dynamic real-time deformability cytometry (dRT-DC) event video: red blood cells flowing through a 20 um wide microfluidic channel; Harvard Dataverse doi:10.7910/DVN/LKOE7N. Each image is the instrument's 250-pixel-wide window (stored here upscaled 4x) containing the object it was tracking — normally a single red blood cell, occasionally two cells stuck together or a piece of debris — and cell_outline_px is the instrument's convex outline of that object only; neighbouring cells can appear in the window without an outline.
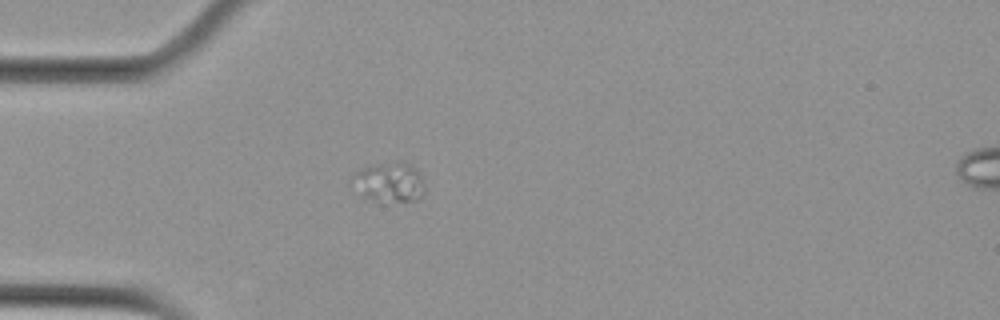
{"species": "Egyptian fruit bat (a non-hibernating species)", "species_latin": "Rousettus aegyptiacus", "temperature_condition": "cold", "stored_images_in_passage": 1, "camera_frame_rate_fps": 3000, "um_per_image_px": 0.085, "animal": {"sex": "female"}, "frame": {"image": 1, "passage_image": 1, "time_ms": 0.0, "image_size_px": [1000, 320], "cell_outline_px": [[424, 192], [416, 200], [384, 204], [360, 196], [348, 180], [352, 172], [360, 168], [372, 164], [396, 160], [404, 160], [416, 168], [424, 184]], "centroid_in_image_um": [33.0, 15.48], "position_along_channel_um": 52.0, "area_um2": 17.98}}